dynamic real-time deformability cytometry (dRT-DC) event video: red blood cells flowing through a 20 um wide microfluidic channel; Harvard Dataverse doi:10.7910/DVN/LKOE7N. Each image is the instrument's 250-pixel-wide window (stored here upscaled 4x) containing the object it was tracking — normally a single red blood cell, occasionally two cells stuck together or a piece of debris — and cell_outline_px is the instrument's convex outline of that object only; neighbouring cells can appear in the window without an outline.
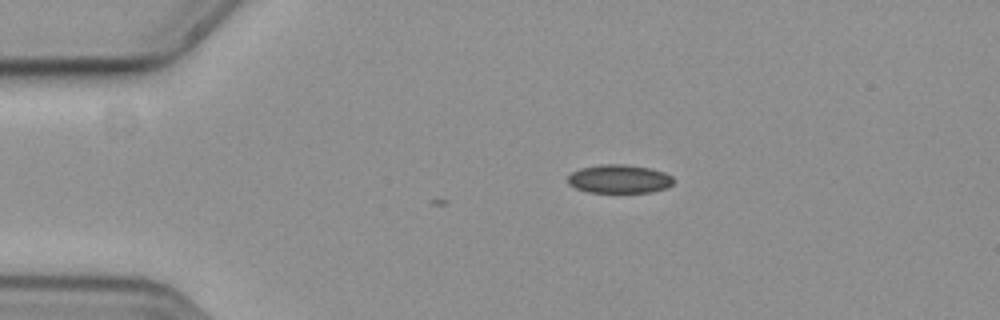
{"species": "common noctule bat (a hibernating species)", "species_latin": "Nyctalus noctula", "temperature_condition": "cold", "stored_images_in_passage": 5, "camera_frame_rate_fps": 3000, "um_per_image_px": 0.085, "animal": {"sex": "female", "body_mass_g": 19.3, "forearm_length_mm": 54.1}, "frame": {"image": 1, "passage_image": 5, "time_ms": 1.333, "image_size_px": [1000, 320], "cell_outline_px": [[672, 184], [668, 188], [652, 192], [588, 192], [576, 188], [568, 184], [568, 176], [572, 172], [580, 168], [600, 164], [624, 164], [648, 168], [664, 172], [672, 176]], "centroid_in_image_um": [52.62, 15.21], "position_along_channel_um": 32.4, "area_um2": 17.57}}